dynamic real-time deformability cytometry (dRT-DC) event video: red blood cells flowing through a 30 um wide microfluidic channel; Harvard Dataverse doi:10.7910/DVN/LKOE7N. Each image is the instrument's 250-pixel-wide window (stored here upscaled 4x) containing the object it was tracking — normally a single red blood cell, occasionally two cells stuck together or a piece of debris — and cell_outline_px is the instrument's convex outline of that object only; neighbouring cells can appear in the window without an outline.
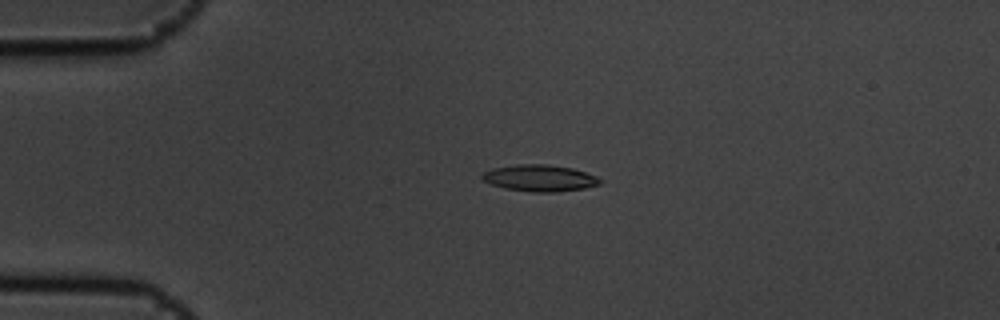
{"species": "common noctule bat (a hibernating species)", "species_latin": "Nyctalus noctula", "temperature_condition": "cold", "stored_images_in_passage": 2, "camera_frame_rate_fps": 3000, "um_per_image_px": 0.085, "animal": {"sex": "male", "body_mass_g": 19.5, "forearm_length_mm": 54.6}, "frame": {"image": 1, "passage_image": 1, "time_ms": 0.0, "image_size_px": [1000, 320], "cell_outline_px": [[604, 180], [600, 184], [584, 188], [556, 192], [532, 192], [504, 188], [492, 184], [484, 180], [480, 176], [484, 172], [492, 168], [516, 164], [548, 164], [572, 168], [596, 176]], "centroid_in_image_um": [45.88, 15.13], "position_along_channel_um": 39.1, "area_um2": 18.26}}